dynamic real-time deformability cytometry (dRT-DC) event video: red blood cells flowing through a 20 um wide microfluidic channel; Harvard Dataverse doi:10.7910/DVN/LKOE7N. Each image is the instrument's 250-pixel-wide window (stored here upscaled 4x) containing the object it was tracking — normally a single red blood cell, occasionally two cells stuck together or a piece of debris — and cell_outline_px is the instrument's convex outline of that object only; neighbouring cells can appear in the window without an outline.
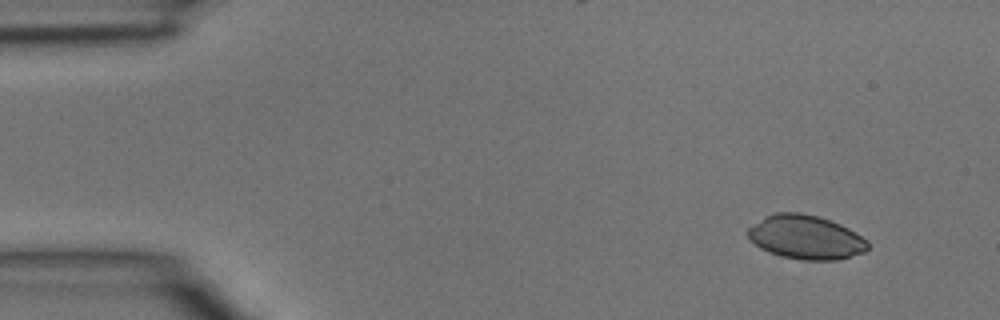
{"species": "common noctule bat (a hibernating species)", "species_latin": "Nyctalus noctula", "temperature_condition": "room temperature", "stored_images_in_passage": 43, "camera_frame_rate_fps": 3000, "um_per_image_px": 0.085, "animal": {"sex": "male", "body_mass_g": 15.6}, "frame": {"image": 1, "passage_image": 1, "time_ms": 0.0, "image_size_px": [1000, 320], "cell_outline_px": [[868, 248], [864, 252], [836, 260], [804, 260], [780, 256], [760, 248], [748, 240], [748, 228], [764, 216], [776, 212], [800, 212], [816, 216], [840, 224], [848, 228], [868, 240]], "centroid_in_image_um": [68.46, 20.16], "position_along_channel_um": 16.5, "area_um2": 30.69}}
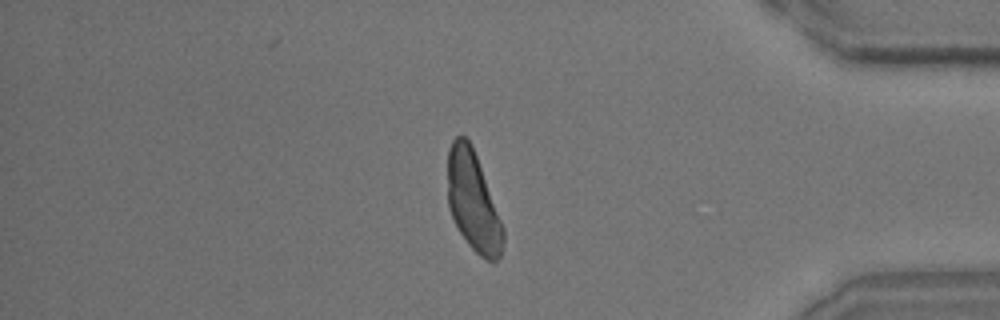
{"frame": {"image": 2, "passage_image": 36, "time_ms": 11.667, "image_size_px": [1000, 320], "cell_outline_px": [[504, 240], [500, 256], [492, 264], [480, 256], [468, 244], [460, 232], [448, 208], [448, 148], [452, 140], [456, 136], [464, 136], [472, 144], [504, 228]], "centroid_in_image_um": [40.21, 17.13], "position_along_channel_um": 395.0, "area_um2": 32.14}}
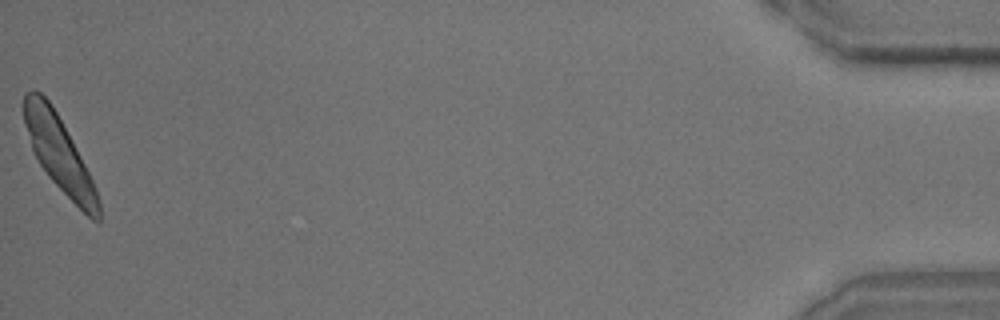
{"frame": {"image": 3, "passage_image": 43, "time_ms": 14.0, "image_size_px": [1000, 320], "cell_outline_px": [[100, 220], [92, 220], [48, 176], [40, 164], [32, 148], [24, 124], [24, 92], [32, 88], [40, 92], [48, 100], [56, 112], [80, 156], [96, 188], [100, 200]], "centroid_in_image_um": [5.01, 13.04], "position_along_channel_um": 430.2, "area_um2": 31.56}}